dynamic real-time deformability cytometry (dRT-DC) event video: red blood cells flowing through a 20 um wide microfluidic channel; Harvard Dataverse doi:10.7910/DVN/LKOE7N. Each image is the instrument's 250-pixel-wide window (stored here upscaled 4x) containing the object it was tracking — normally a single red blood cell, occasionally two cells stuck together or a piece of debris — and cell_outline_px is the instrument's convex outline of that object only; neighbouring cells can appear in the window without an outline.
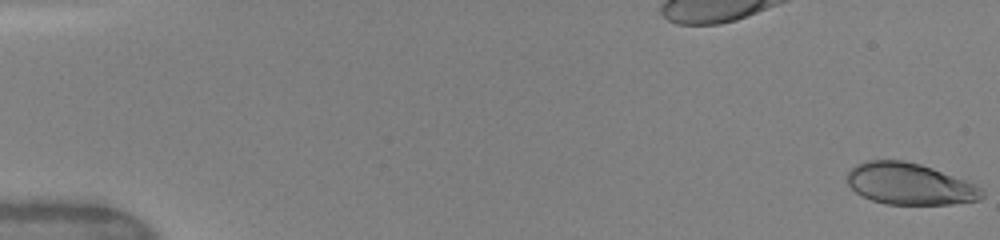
{"species": "human", "species_latin": "Homo sapiens", "temperature_condition": "warm", "stored_images_in_passage": 44, "camera_frame_rate_fps": 3000, "um_per_image_px": 0.085, "donor": {"sex": "female"}, "frame": {"image": 1, "passage_image": 1, "time_ms": 0.0, "image_size_px": [1000, 240], "cell_outline_px": [[984, 196], [980, 200], [952, 204], [888, 204], [872, 200], [856, 192], [848, 184], [844, 176], [856, 164], [864, 160], [904, 160], [920, 164], [932, 168], [976, 184], [984, 192]], "centroid_in_image_um": [77.31, 15.62], "position_along_channel_um": 7.7, "area_um2": 32.71}}
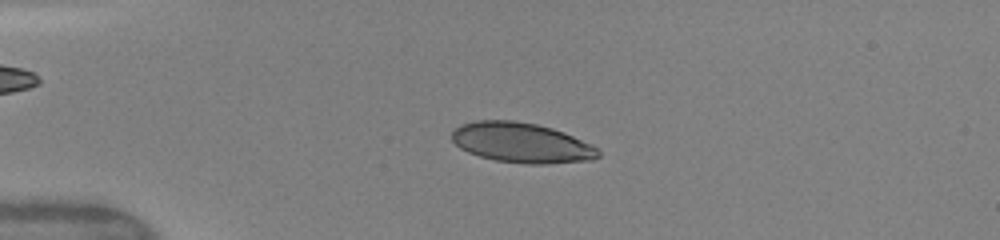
{"frame": {"image": 2, "passage_image": 14, "time_ms": 4.0, "image_size_px": [1000, 240], "cell_outline_px": [[600, 156], [592, 160], [548, 164], [528, 164], [496, 160], [480, 156], [468, 152], [460, 148], [452, 140], [452, 132], [460, 124], [476, 120], [512, 120], [536, 124], [552, 128], [564, 132], [592, 144], [600, 152]], "centroid_in_image_um": [44.34, 12.13], "position_along_channel_um": 40.7, "area_um2": 34.22}}
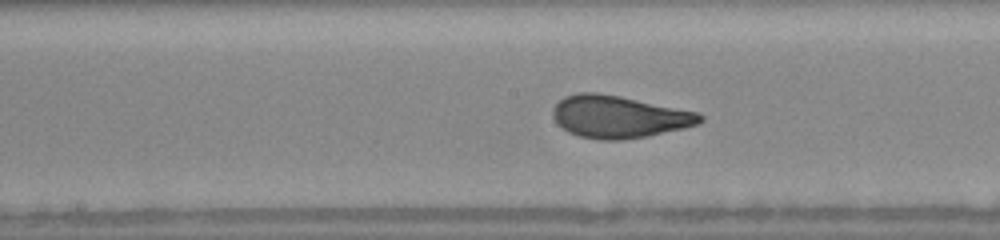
{"frame": {"image": 3, "passage_image": 29, "time_ms": 8.667, "image_size_px": [1000, 240], "cell_outline_px": [[704, 120], [700, 124], [684, 128], [648, 136], [624, 140], [596, 140], [580, 136], [568, 132], [560, 128], [556, 124], [552, 116], [552, 108], [564, 96], [576, 92], [596, 92], [620, 96], [700, 112], [704, 116]], "centroid_in_image_um": [52.6, 9.93], "position_along_channel_um": 195.6, "area_um2": 36.88}}